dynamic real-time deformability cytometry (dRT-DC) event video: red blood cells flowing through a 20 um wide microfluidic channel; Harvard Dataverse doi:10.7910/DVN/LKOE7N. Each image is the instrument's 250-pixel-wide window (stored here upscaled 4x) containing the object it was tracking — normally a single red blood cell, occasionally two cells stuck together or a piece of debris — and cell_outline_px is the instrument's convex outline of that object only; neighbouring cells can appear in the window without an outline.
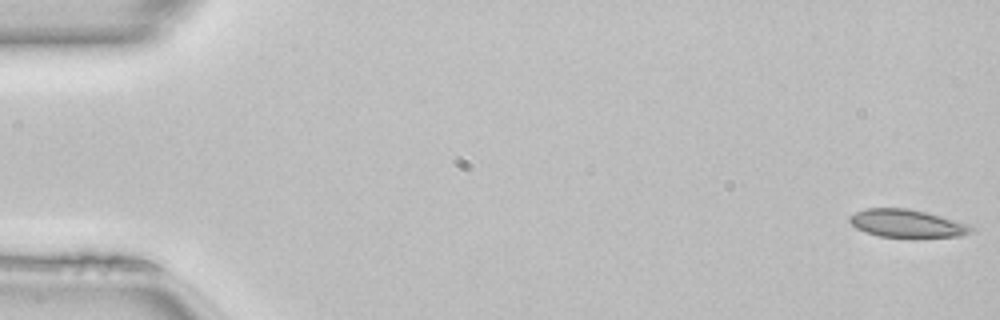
{"species": "common noctule bat (a hibernating species)", "species_latin": "Nyctalus noctula", "temperature_condition": "room temperature", "stored_images_in_passage": 50, "camera_frame_rate_fps": 3000, "um_per_image_px": 0.085, "animal": {"sex": "female", "body_mass_g": 22.7, "forearm_length_mm": 54.2}, "frame": {"image": 1, "passage_image": 1, "time_ms": 0.0, "image_size_px": [1000, 320], "cell_outline_px": [[972, 232], [960, 236], [912, 240], [880, 236], [864, 232], [856, 228], [848, 220], [848, 216], [856, 212], [868, 208], [908, 208], [940, 216], [968, 224], [972, 228]], "centroid_in_image_um": [77.08, 19.04], "position_along_channel_um": 7.9, "area_um2": 20.4}}
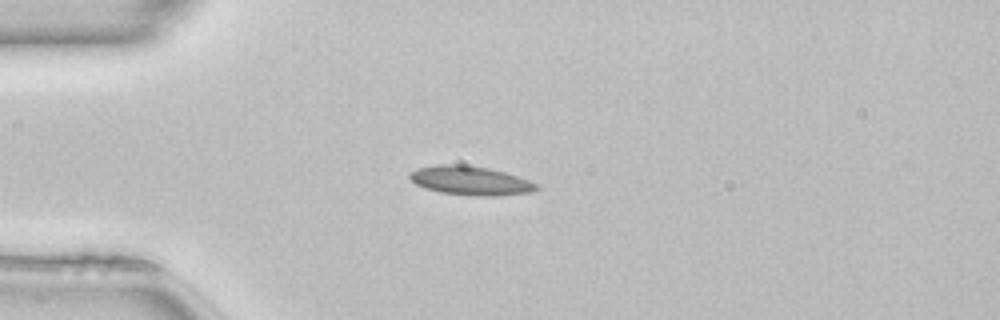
{"frame": {"image": 2, "passage_image": 13, "time_ms": 4.0, "image_size_px": [1000, 320], "cell_outline_px": [[540, 188], [532, 192], [492, 196], [476, 196], [440, 192], [424, 188], [416, 184], [408, 176], [408, 172], [420, 168], [440, 164], [464, 164], [488, 168], [504, 172], [540, 184]], "centroid_in_image_um": [40.0, 15.35], "position_along_channel_um": 45.0, "area_um2": 21.39}}
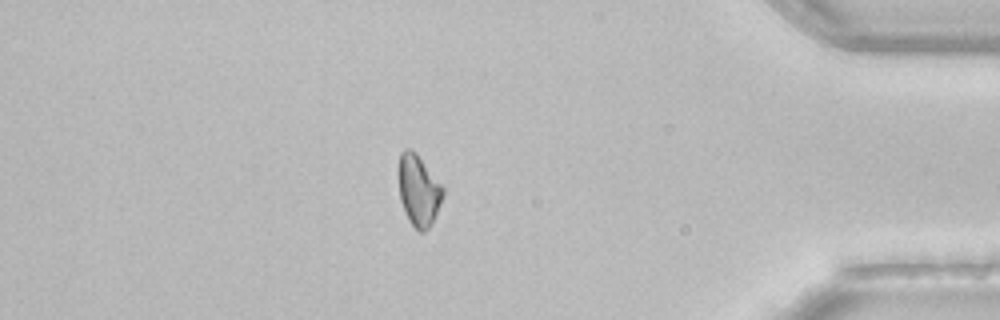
{"frame": {"image": 3, "passage_image": 43, "time_ms": 14.0, "image_size_px": [1000, 320], "cell_outline_px": [[444, 196], [428, 228], [424, 232], [420, 232], [408, 220], [404, 212], [400, 200], [396, 172], [400, 152], [404, 148], [408, 148], [416, 152], [444, 188]], "centroid_in_image_um": [35.52, 16.13], "position_along_channel_um": 399.7, "area_um2": 18.67}, "authors_computed_cell_mechanics": {"area_um2": 19.5942, "velocity_mm_per_s": 4.1242, "shape_relaxation_time_tau1_ms": 9.9352, "shape_relaxation_time_tau2_ms": 6.2879, "deformation_change_tau1": 0.1724, "deformation_change_tau2": 0.1324}}